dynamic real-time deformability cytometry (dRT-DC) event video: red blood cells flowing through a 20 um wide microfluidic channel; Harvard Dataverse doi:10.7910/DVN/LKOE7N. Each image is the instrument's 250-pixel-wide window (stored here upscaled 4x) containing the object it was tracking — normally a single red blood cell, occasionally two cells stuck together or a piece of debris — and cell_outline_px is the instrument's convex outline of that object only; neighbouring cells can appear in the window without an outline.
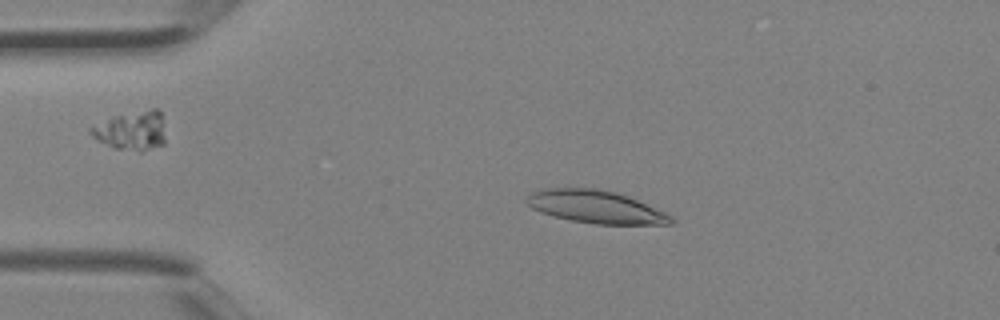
{"species": "Egyptian fruit bat (a non-hibernating species)", "species_latin": "Rousettus aegyptiacus", "temperature_condition": "room temperature", "stored_images_in_passage": 2, "camera_frame_rate_fps": 3000, "um_per_image_px": 0.085, "animal": {"sex": "female"}, "frame": {"image": 1, "passage_image": 1, "time_ms": 0.0, "image_size_px": [1000, 320], "cell_outline_px": [[676, 220], [672, 224], [596, 224], [572, 220], [552, 216], [540, 212], [532, 208], [524, 200], [524, 196], [528, 192], [540, 188], [600, 188], [616, 192], [628, 196], [664, 212], [672, 216]], "centroid_in_image_um": [50.57, 17.56], "position_along_channel_um": 34.4, "area_um2": 27.8}}